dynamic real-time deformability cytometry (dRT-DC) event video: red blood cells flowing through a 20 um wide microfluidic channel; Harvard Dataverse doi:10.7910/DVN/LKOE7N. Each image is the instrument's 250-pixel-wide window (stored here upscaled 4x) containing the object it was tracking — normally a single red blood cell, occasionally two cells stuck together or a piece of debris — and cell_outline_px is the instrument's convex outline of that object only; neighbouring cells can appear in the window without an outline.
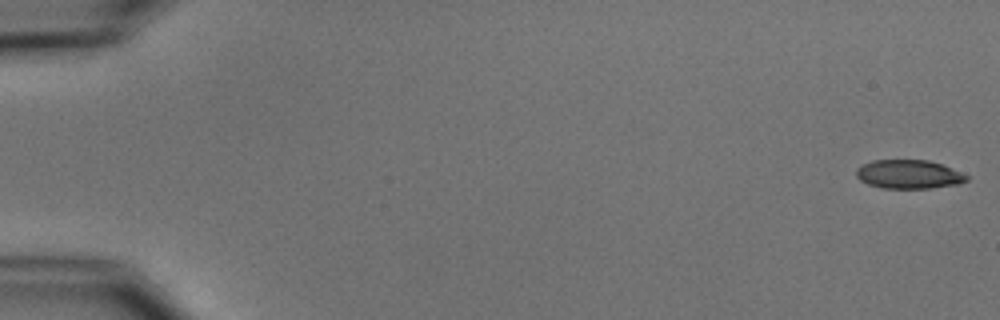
{"species": "common noctule bat (a hibernating species)", "species_latin": "Nyctalus noctula", "temperature_condition": "cold", "stored_images_in_passage": 7, "camera_frame_rate_fps": 3000, "um_per_image_px": 0.085, "animal": {"sex": "male", "body_mass_g": 15.6}, "frame": {"image": 1, "passage_image": 1, "time_ms": 0.0, "image_size_px": [1000, 320], "cell_outline_px": [[968, 180], [960, 184], [932, 188], [880, 188], [868, 184], [860, 180], [856, 176], [856, 168], [872, 160], [928, 160], [952, 168], [968, 176]], "centroid_in_image_um": [77.24, 14.82], "position_along_channel_um": 7.8, "area_um2": 18.55}}
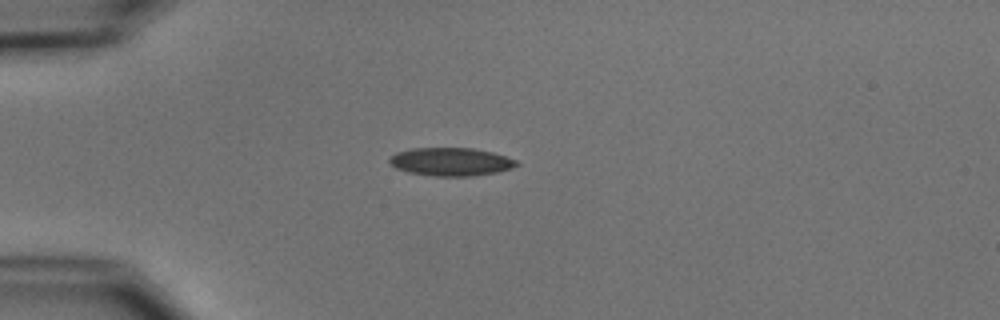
{"frame": {"image": 2, "passage_image": 5, "time_ms": 4.667, "image_size_px": [1000, 320], "cell_outline_px": [[520, 164], [512, 168], [496, 172], [472, 176], [432, 176], [408, 172], [396, 168], [388, 160], [388, 156], [396, 152], [412, 148], [472, 148], [492, 152], [516, 160]], "centroid_in_image_um": [38.29, 13.75], "position_along_channel_um": 46.7, "area_um2": 20.87}}